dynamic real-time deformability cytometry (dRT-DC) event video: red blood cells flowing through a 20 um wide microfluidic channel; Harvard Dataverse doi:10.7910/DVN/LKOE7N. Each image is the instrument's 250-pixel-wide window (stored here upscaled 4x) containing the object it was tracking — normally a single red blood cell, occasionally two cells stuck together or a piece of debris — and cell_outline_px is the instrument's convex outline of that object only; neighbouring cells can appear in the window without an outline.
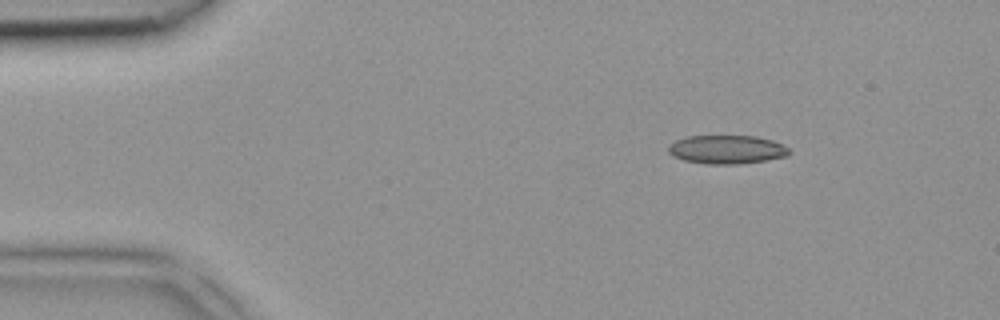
{"species": "common noctule bat (a hibernating species)", "species_latin": "Nyctalus noctula", "temperature_condition": "room temperature", "stored_images_in_passage": 3, "camera_frame_rate_fps": 3000, "um_per_image_px": 0.085, "animal": {"sex": "female", "body_mass_g": 18.4}, "frame": {"image": 1, "passage_image": 1, "time_ms": 0.0, "image_size_px": [1000, 320], "cell_outline_px": [[792, 152], [788, 156], [740, 164], [708, 164], [684, 160], [672, 156], [668, 152], [668, 144], [676, 140], [688, 136], [756, 136], [772, 140], [788, 148]], "centroid_in_image_um": [61.76, 12.71], "position_along_channel_um": 23.2, "area_um2": 20.17}}
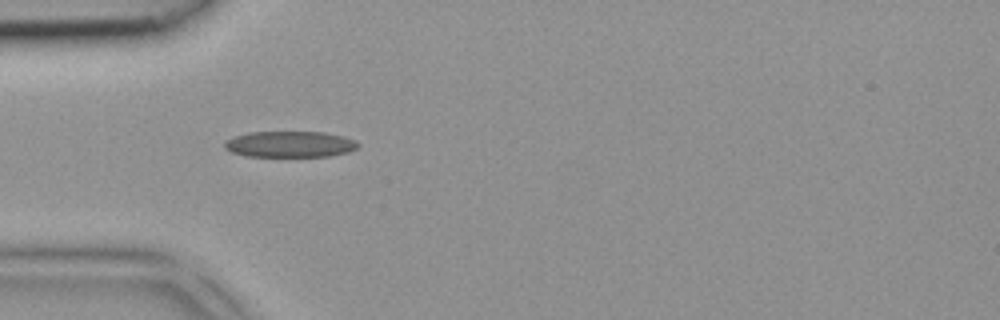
{"frame": {"image": 2, "passage_image": 3, "time_ms": 0.667, "image_size_px": [1000, 320], "cell_outline_px": [[360, 144], [356, 148], [348, 152], [328, 156], [244, 156], [232, 152], [224, 148], [224, 140], [248, 132], [324, 132], [344, 136], [356, 140]], "centroid_in_image_um": [24.64, 12.25], "position_along_channel_um": 60.4, "area_um2": 20.35}}